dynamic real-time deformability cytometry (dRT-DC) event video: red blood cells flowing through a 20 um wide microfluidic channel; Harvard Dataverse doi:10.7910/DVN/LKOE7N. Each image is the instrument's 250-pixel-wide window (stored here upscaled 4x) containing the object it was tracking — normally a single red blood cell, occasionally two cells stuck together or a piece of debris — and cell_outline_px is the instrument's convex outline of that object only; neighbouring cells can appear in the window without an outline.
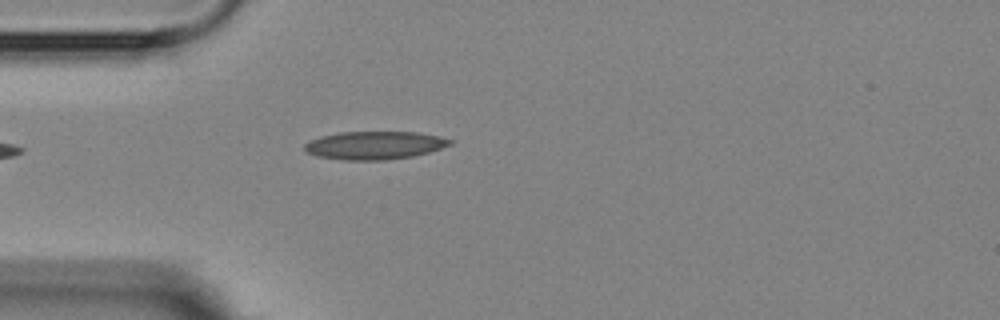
{"species": "Egyptian fruit bat (a non-hibernating species)", "species_latin": "Rousettus aegyptiacus", "temperature_condition": "room temperature", "stored_images_in_passage": 5, "camera_frame_rate_fps": 3000, "um_per_image_px": 0.085, "animal": {"sex": "female"}, "frame": {"image": 1, "passage_image": 5, "time_ms": 4.667, "image_size_px": [1000, 320], "cell_outline_px": [[452, 144], [428, 152], [412, 156], [384, 160], [340, 160], [316, 156], [304, 152], [304, 144], [308, 140], [320, 136], [340, 132], [416, 132], [440, 136], [452, 140]], "centroid_in_image_um": [31.77, 12.35], "position_along_channel_um": 53.2, "area_um2": 23.93}}